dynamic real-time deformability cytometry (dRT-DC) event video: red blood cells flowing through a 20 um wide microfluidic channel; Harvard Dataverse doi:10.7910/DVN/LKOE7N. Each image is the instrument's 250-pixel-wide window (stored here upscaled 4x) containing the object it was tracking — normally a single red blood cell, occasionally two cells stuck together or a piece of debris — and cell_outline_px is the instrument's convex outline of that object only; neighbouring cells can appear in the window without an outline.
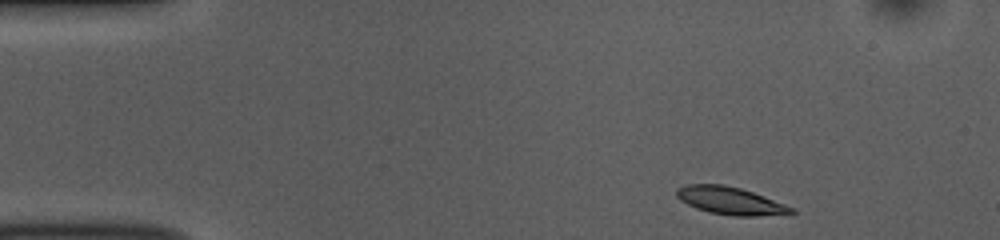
{"species": "common noctule bat (a hibernating species)", "species_latin": "Nyctalus noctula", "temperature_condition": "room temperature", "stored_images_in_passage": 48, "segment_of_instrument_passage": [1, 2], "camera_frame_rate_fps": 3000, "um_per_image_px": 0.085, "animal": {"sex": "female", "body_mass_g": 10.0, "forearm_length_mm": 53.1}, "frame": {"image": 1, "passage_image": 1, "time_ms": 0.0, "image_size_px": [1000, 240], "cell_outline_px": [[796, 212], [756, 216], [732, 216], [708, 212], [696, 208], [680, 200], [676, 196], [676, 188], [688, 184], [724, 184], [740, 188], [764, 196], [796, 208]], "centroid_in_image_um": [62.06, 17.06], "position_along_channel_um": 22.9, "area_um2": 18.44}}
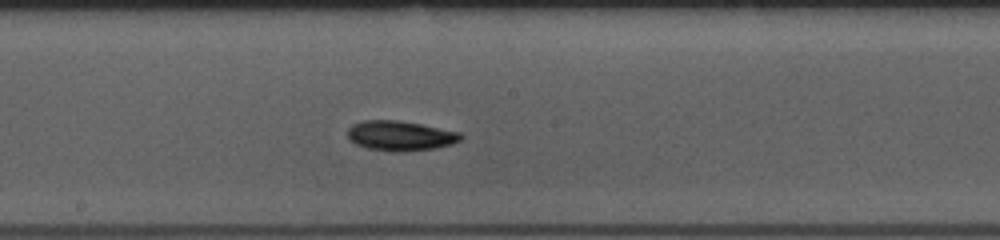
{"frame": {"image": 2, "passage_image": 22, "time_ms": 7.0, "image_size_px": [1000, 240], "cell_outline_px": [[464, 136], [460, 140], [452, 144], [436, 148], [404, 152], [392, 152], [368, 148], [356, 144], [348, 136], [348, 128], [352, 124], [364, 120], [396, 120], [420, 124], [460, 132]], "centroid_in_image_um": [34.04, 11.54], "position_along_channel_um": 214.2, "area_um2": 19.71}}
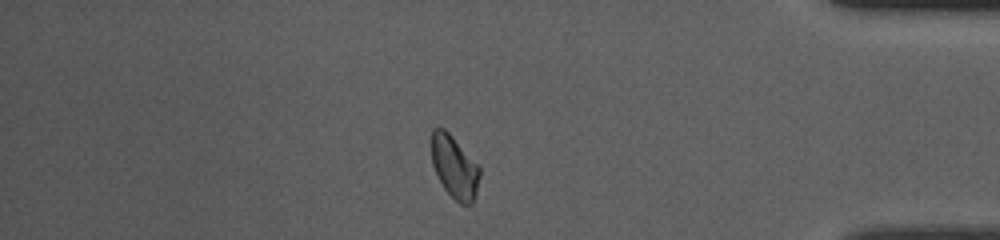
{"frame": {"image": 3, "passage_image": 39, "time_ms": 12.667, "image_size_px": [1000, 240], "cell_outline_px": [[480, 176], [472, 204], [460, 204], [444, 188], [432, 164], [432, 128], [444, 128], [452, 136], [480, 168]], "centroid_in_image_um": [38.62, 14.19], "position_along_channel_um": 396.6, "area_um2": 17.11}}